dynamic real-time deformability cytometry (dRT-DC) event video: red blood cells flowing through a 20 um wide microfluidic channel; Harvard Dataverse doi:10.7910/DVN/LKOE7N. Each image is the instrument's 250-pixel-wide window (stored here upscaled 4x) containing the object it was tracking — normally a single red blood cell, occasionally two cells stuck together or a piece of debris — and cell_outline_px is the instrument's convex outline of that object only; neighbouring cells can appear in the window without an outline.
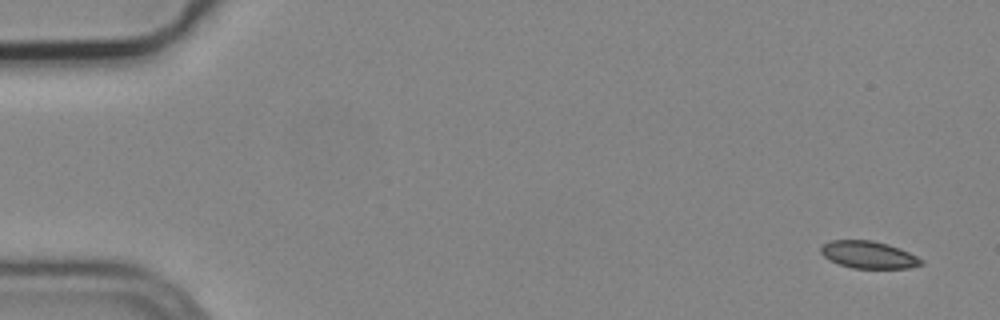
{"species": "common noctule bat (a hibernating species)", "species_latin": "Nyctalus noctula", "temperature_condition": "cold", "stored_images_in_passage": 5, "camera_frame_rate_fps": 3000, "um_per_image_px": 0.085, "animal": {"sex": "male", "body_mass_g": 19.2, "forearm_length_mm": 51.8}, "frame": {"image": 1, "passage_image": 1, "time_ms": 0.0, "image_size_px": [1000, 320], "cell_outline_px": [[924, 264], [908, 268], [852, 268], [840, 264], [824, 256], [820, 252], [820, 248], [824, 244], [832, 240], [872, 240], [888, 244], [900, 248], [924, 260]], "centroid_in_image_um": [73.86, 21.65], "position_along_channel_um": 11.1, "area_um2": 15.84}}
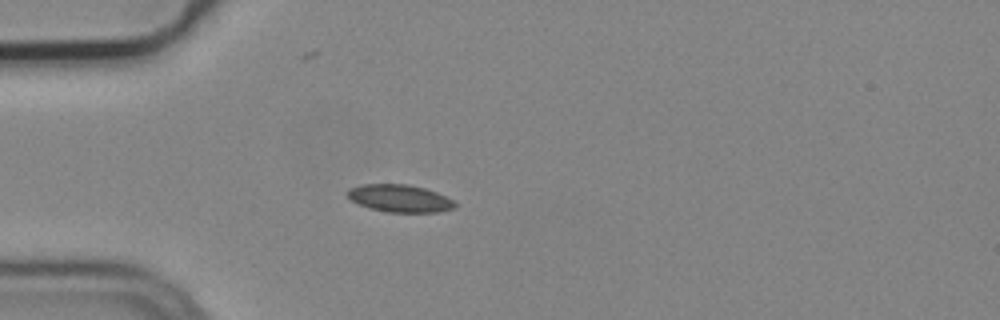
{"frame": {"image": 2, "passage_image": 4, "time_ms": 1.0, "image_size_px": [1000, 320], "cell_outline_px": [[456, 204], [452, 208], [440, 212], [388, 212], [368, 208], [352, 200], [348, 196], [348, 188], [360, 184], [408, 184], [424, 188], [436, 192], [452, 200]], "centroid_in_image_um": [33.95, 16.85], "position_along_channel_um": 51.1, "area_um2": 17.05}}